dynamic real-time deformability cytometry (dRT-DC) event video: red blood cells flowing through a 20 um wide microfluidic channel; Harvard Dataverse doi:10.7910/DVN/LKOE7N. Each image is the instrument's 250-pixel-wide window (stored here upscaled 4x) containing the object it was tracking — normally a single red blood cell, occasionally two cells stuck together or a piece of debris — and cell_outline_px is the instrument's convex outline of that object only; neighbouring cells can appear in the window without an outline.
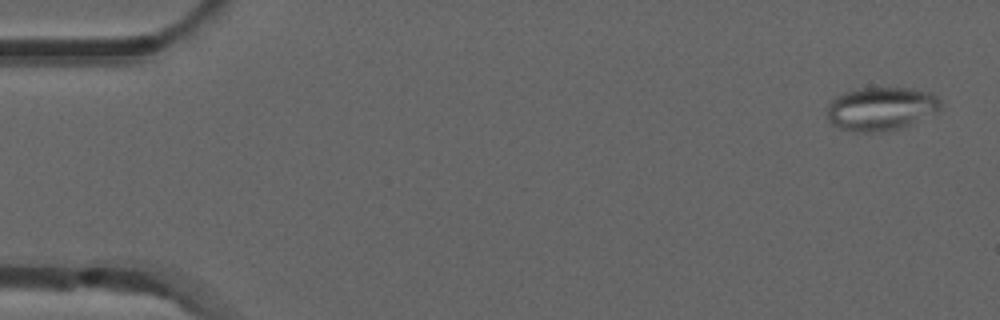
{"species": "common noctule bat (a hibernating species)", "species_latin": "Nyctalus noctula", "temperature_condition": "room temperature", "stored_images_in_passage": 4, "camera_frame_rate_fps": 3000, "um_per_image_px": 0.085, "animal": {"sex": "male", "forearm_length_mm": 52.5}, "frame": {"image": 1, "passage_image": 1, "time_ms": 0.0, "image_size_px": [1000, 320], "cell_outline_px": [[940, 112], [912, 124], [896, 128], [872, 132], [856, 132], [840, 128], [832, 124], [828, 120], [828, 104], [836, 96], [844, 92], [856, 88], [912, 88], [932, 92], [940, 100]], "centroid_in_image_um": [74.91, 9.22], "position_along_channel_um": 10.1, "area_um2": 28.9}}